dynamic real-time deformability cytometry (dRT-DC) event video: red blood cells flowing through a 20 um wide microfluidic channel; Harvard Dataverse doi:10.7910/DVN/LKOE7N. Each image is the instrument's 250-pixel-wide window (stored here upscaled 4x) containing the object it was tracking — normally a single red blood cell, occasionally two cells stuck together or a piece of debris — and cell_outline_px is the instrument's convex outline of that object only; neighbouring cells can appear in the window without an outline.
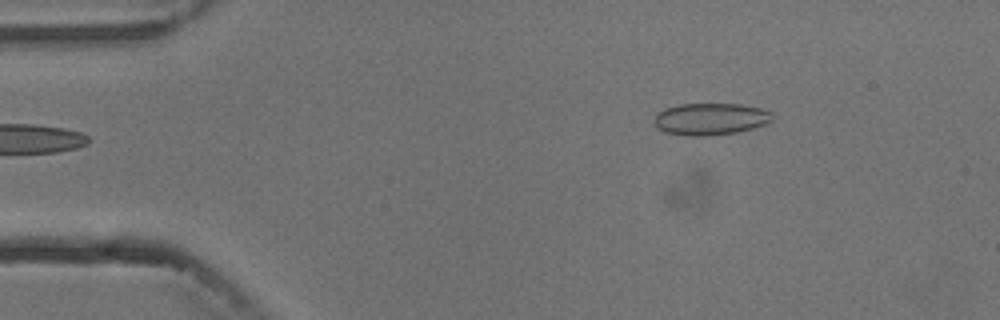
{"species": "common noctule bat (a hibernating species)", "species_latin": "Nyctalus noctula", "temperature_condition": "cold", "stored_images_in_passage": 5, "camera_frame_rate_fps": 3000, "um_per_image_px": 0.085, "animal": {"sex": "male", "body_mass_g": 13.3}, "frame": {"image": 1, "passage_image": 5, "time_ms": 5.333, "image_size_px": [1000, 320], "cell_outline_px": [[772, 120], [764, 124], [752, 128], [736, 132], [704, 136], [684, 136], [664, 132], [656, 128], [652, 120], [656, 112], [664, 108], [680, 104], [740, 104], [760, 108], [772, 112]], "centroid_in_image_um": [60.3, 10.11], "position_along_channel_um": 24.7, "area_um2": 22.2}}